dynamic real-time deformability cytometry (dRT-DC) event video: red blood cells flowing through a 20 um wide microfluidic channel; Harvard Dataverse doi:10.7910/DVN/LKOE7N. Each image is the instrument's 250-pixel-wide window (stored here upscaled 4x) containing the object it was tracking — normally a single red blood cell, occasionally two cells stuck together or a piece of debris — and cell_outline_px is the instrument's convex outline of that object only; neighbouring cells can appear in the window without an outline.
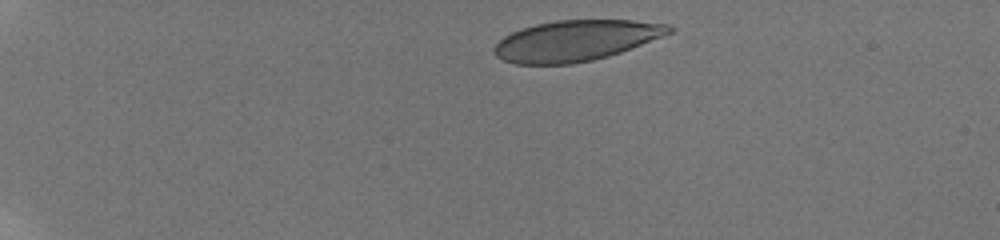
{"species": "human", "species_latin": "Homo sapiens", "temperature_condition": "room temperature", "stored_images_in_passage": 4, "camera_frame_rate_fps": 3000, "um_per_image_px": 0.085, "donor": {"sex": "male"}, "frame": {"image": 1, "passage_image": 1, "time_ms": 0.0, "image_size_px": [1000, 240], "cell_outline_px": [[676, 28], [672, 32], [664, 36], [632, 48], [608, 56], [592, 60], [572, 64], [516, 64], [504, 60], [496, 56], [492, 52], [492, 48], [504, 36], [512, 32], [536, 24], [556, 20], [632, 20], [668, 24]], "centroid_in_image_um": [48.96, 3.45], "position_along_channel_um": 36.0, "area_um2": 41.56}}